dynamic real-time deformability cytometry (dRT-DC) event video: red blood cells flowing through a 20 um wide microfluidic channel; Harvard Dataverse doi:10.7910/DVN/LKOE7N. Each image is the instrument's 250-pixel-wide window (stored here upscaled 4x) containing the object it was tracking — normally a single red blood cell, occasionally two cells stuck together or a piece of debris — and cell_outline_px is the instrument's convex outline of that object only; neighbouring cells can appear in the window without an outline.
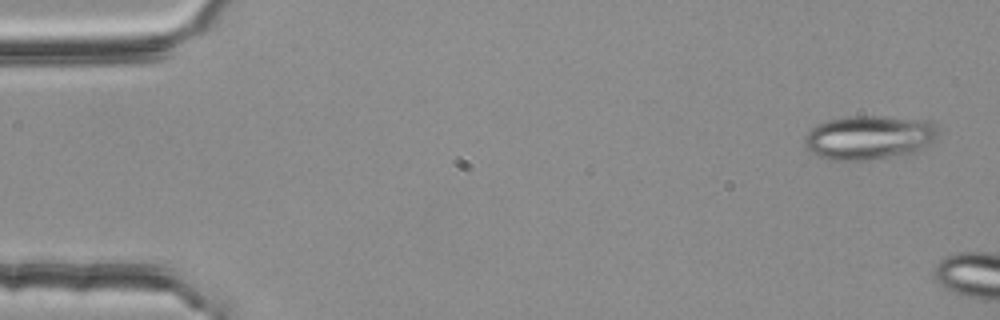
{"species": "common noctule bat (a hibernating species)", "species_latin": "Nyctalus noctula", "temperature_condition": "room temperature", "stored_images_in_passage": 3, "camera_frame_rate_fps": 3000, "um_per_image_px": 0.085, "animal": {"sex": "female", "body_mass_g": 25.1}, "frame": {"image": 1, "passage_image": 1, "time_ms": 0.0, "image_size_px": [1000, 320], "cell_outline_px": [[940, 136], [936, 140], [920, 152], [904, 156], [868, 160], [828, 160], [812, 152], [804, 144], [804, 136], [812, 128], [828, 120], [844, 116], [884, 116], [932, 120], [936, 124]], "centroid_in_image_um": [73.99, 11.69], "position_along_channel_um": 11.0, "area_um2": 35.26}}